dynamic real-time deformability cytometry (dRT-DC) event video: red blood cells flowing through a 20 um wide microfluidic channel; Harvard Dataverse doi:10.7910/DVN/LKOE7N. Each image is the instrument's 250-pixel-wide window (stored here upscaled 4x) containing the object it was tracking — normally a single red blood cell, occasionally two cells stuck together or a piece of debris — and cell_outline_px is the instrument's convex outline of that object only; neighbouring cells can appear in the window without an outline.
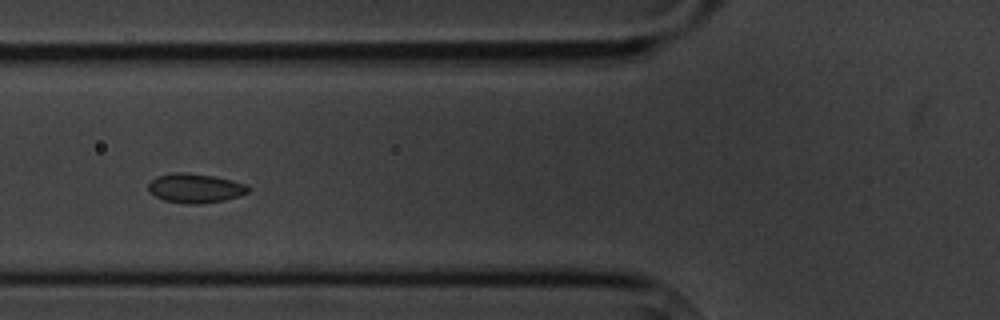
{"species": "common noctule bat (a hibernating species)", "species_latin": "Nyctalus noctula", "temperature_condition": "cold", "stored_images_in_passage": 10, "camera_frame_rate_fps": 3000, "um_per_image_px": 0.085, "animal": {"sex": "male", "body_mass_g": 20.1, "forearm_length_mm": 53.5}, "frame": {"image": 1, "passage_image": 5, "time_ms": 5.667, "image_size_px": [1000, 320], "cell_outline_px": [[248, 192], [240, 196], [224, 200], [196, 204], [188, 204], [164, 200], [148, 192], [148, 184], [156, 176], [176, 172], [180, 172], [212, 176], [232, 180], [248, 184]], "centroid_in_image_um": [16.58, 16.0], "position_along_channel_um": 109.2, "area_um2": 16.94}}
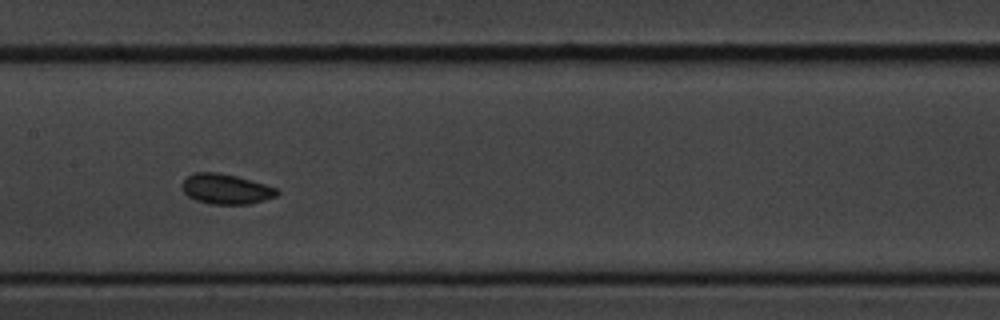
{"frame": {"image": 2, "passage_image": 7, "time_ms": 8.0, "image_size_px": [1000, 320], "cell_outline_px": [[280, 192], [276, 196], [264, 200], [248, 204], [212, 204], [196, 200], [188, 196], [180, 188], [180, 184], [188, 176], [196, 172], [216, 172], [236, 176], [264, 184], [276, 188]], "centroid_in_image_um": [19.17, 16.07], "position_along_channel_um": 188.2, "area_um2": 16.59}}
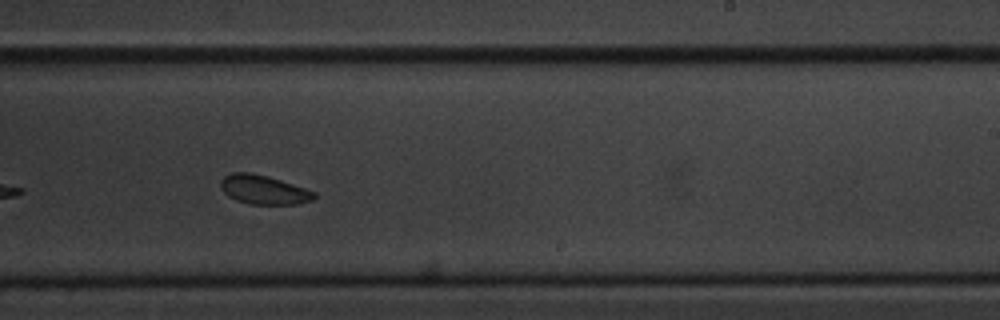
{"frame": {"image": 3, "passage_image": 9, "time_ms": 10.333, "image_size_px": [1000, 320], "cell_outline_px": [[316, 196], [312, 200], [296, 204], [248, 204], [236, 200], [228, 196], [220, 188], [220, 180], [224, 176], [232, 172], [248, 172], [268, 176], [316, 192]], "centroid_in_image_um": [22.37, 16.12], "position_along_channel_um": 266.6, "area_um2": 15.84}}